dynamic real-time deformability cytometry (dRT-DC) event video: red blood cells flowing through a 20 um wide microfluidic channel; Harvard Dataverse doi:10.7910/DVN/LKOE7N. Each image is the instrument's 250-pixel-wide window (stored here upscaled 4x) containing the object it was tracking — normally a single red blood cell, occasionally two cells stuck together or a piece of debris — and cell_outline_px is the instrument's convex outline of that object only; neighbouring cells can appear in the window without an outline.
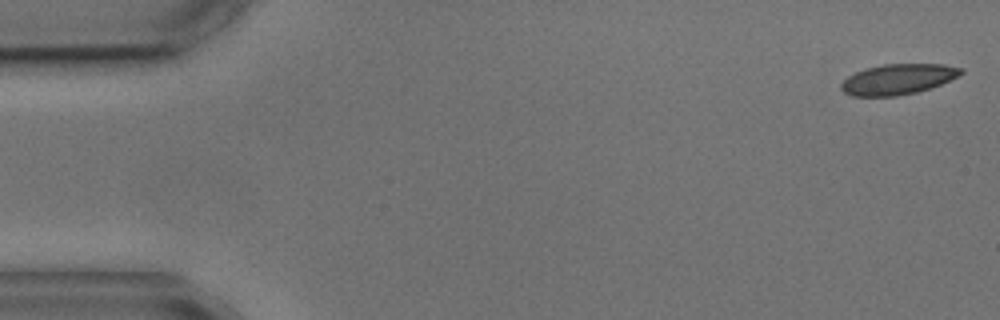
{"species": "common noctule bat (a hibernating species)", "species_latin": "Nyctalus noctula", "temperature_condition": "cold", "stored_images_in_passage": 6, "camera_frame_rate_fps": 3000, "um_per_image_px": 0.085, "animal": {"sex": "male", "body_mass_g": 17.9, "forearm_length_mm": 54.2}, "frame": {"image": 1, "passage_image": 1, "time_ms": 0.0, "image_size_px": [1000, 320], "cell_outline_px": [[964, 72], [940, 84], [916, 92], [896, 96], [852, 96], [844, 92], [840, 88], [840, 84], [848, 76], [856, 72], [868, 68], [884, 64], [944, 64], [964, 68]], "centroid_in_image_um": [76.31, 6.73], "position_along_channel_um": 8.7, "area_um2": 21.04}}
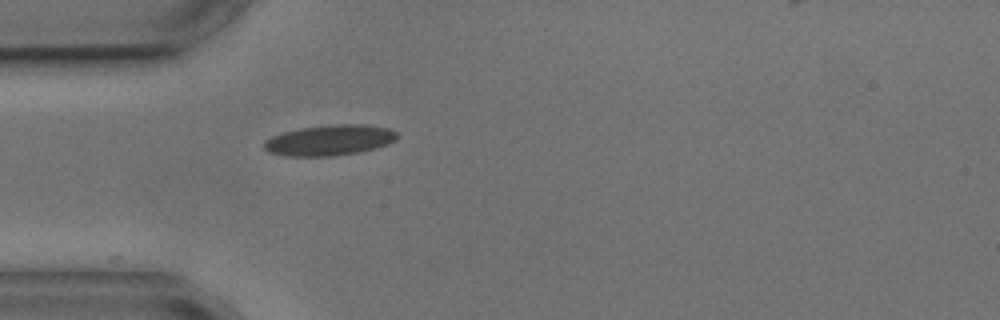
{"frame": {"image": 2, "passage_image": 5, "time_ms": 4.667, "image_size_px": [1000, 320], "cell_outline_px": [[400, 136], [396, 140], [388, 144], [360, 152], [332, 156], [284, 156], [268, 152], [264, 148], [264, 140], [272, 136], [284, 132], [300, 128], [336, 124], [364, 124], [388, 128], [396, 132]], "centroid_in_image_um": [28.02, 11.92], "position_along_channel_um": 57.0, "area_um2": 23.81}}